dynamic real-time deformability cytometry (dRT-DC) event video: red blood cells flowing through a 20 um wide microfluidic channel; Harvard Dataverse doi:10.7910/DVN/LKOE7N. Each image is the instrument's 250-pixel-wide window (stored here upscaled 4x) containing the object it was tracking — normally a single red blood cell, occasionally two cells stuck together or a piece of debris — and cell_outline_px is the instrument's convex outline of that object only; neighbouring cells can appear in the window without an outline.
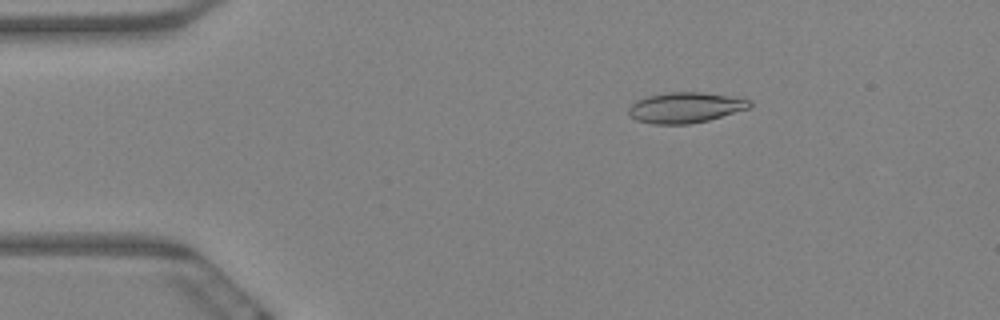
{"species": "Egyptian fruit bat (a non-hibernating species)", "species_latin": "Rousettus aegyptiacus", "temperature_condition": "warm", "stored_images_in_passage": 3, "camera_frame_rate_fps": 3000, "um_per_image_px": 0.085, "animal": {"sex": "female"}, "frame": {"image": 1, "passage_image": 1, "time_ms": 0.0, "image_size_px": [1000, 320], "cell_outline_px": [[752, 104], [748, 108], [708, 120], [688, 124], [656, 124], [636, 120], [628, 112], [628, 108], [636, 100], [648, 96], [668, 92], [700, 92], [728, 96], [752, 100]], "centroid_in_image_um": [58.23, 9.14], "position_along_channel_um": 26.8, "area_um2": 21.27}}